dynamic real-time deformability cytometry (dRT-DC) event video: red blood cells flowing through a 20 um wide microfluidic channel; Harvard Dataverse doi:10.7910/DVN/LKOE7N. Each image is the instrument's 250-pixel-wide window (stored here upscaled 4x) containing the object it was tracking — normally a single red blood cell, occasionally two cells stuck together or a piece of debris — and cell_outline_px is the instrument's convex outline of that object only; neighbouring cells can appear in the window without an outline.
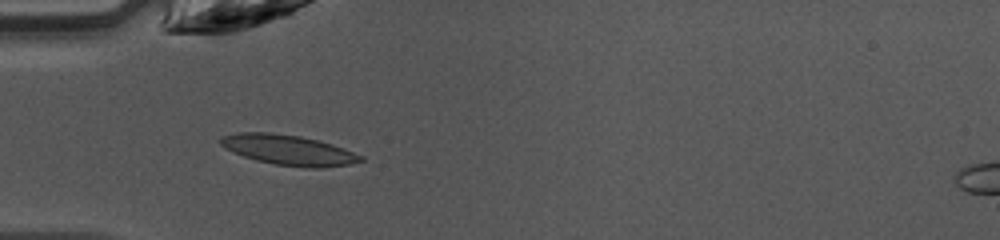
{"species": "common noctule bat (a hibernating species)", "species_latin": "Nyctalus noctula", "temperature_condition": "warm", "stored_images_in_passage": 30, "camera_frame_rate_fps": 3000, "um_per_image_px": 0.085, "animal": {"sex": "female", "body_mass_g": 10.0, "forearm_length_mm": 53.1}, "frame": {"image": 1, "passage_image": 1, "time_ms": 0.0, "image_size_px": [1000, 240], "cell_outline_px": [[364, 160], [348, 164], [316, 168], [304, 168], [276, 164], [256, 160], [232, 152], [220, 144], [220, 136], [240, 132], [268, 132], [300, 136], [320, 140], [344, 148], [364, 156]], "centroid_in_image_um": [24.52, 12.74], "position_along_channel_um": 60.5, "area_um2": 24.62}}
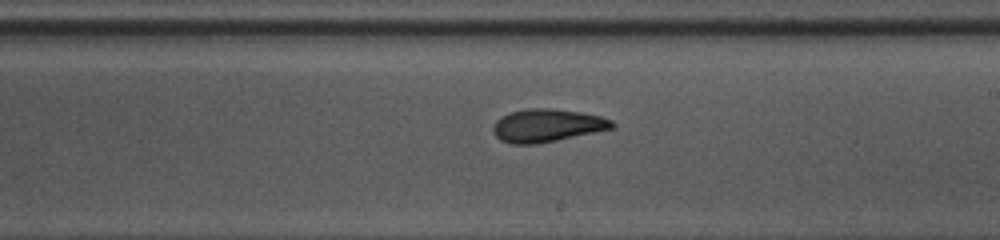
{"frame": {"image": 2, "passage_image": 14, "time_ms": 4.333, "image_size_px": [1000, 240], "cell_outline_px": [[616, 124], [612, 128], [556, 140], [536, 144], [512, 144], [500, 140], [492, 132], [492, 124], [500, 116], [512, 112], [528, 108], [552, 108], [580, 112], [600, 116], [612, 120]], "centroid_in_image_um": [46.45, 10.66], "position_along_channel_um": 242.6, "area_um2": 22.77}}
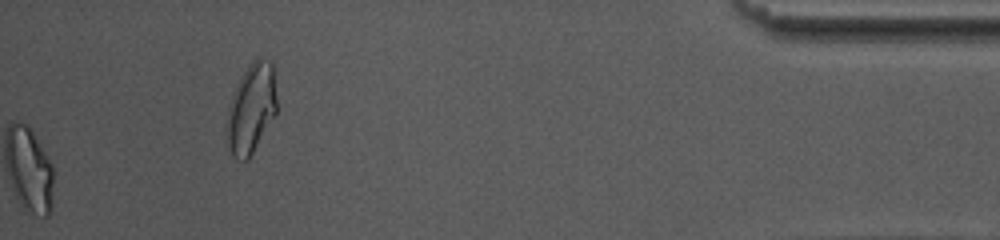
{"frame": {"image": 3, "passage_image": 30, "time_ms": 9.667, "image_size_px": [1000, 240], "cell_outline_px": [[276, 112], [248, 160], [236, 160], [232, 156], [228, 144], [228, 108], [236, 84], [240, 76], [248, 64], [256, 56], [260, 56], [272, 60], [276, 96]], "centroid_in_image_um": [21.37, 9.15], "position_along_channel_um": 413.8, "area_um2": 26.01}, "authors_computed_cell_mechanics": {"area_um2": 22.542, "velocity_mm_per_s": 4.2436, "shape_relaxation_time_tau1_ms": 3.1502, "shape_relaxation_time_tau2_ms": 1.8726, "deformation_change_tau1": 0.1342, "deformation_change_tau2": 0.0715}}